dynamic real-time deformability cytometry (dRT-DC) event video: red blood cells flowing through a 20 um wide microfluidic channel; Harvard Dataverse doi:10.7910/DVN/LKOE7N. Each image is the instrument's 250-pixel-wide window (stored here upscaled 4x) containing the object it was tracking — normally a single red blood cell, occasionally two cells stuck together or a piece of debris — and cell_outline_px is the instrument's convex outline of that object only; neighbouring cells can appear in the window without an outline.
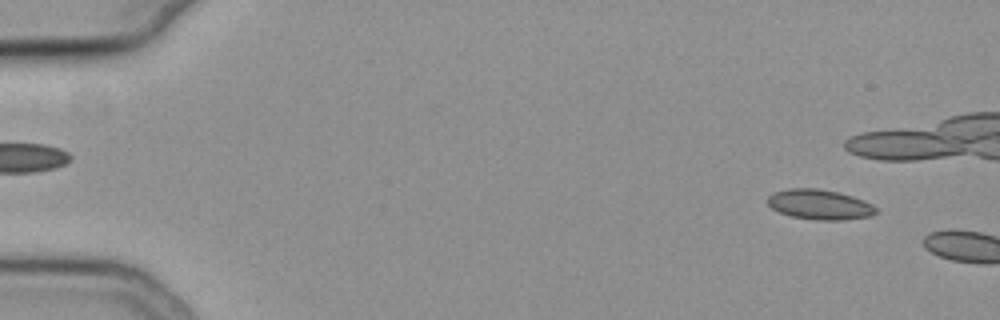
{"species": "common noctule bat (a hibernating species)", "species_latin": "Nyctalus noctula", "temperature_condition": "cold", "stored_images_in_passage": 8, "camera_frame_rate_fps": 3000, "um_per_image_px": 0.085, "animal": {"sex": "female", "body_mass_g": 19.3, "forearm_length_mm": 54.1}, "frame": {"image": 1, "passage_image": 5, "time_ms": 1.333, "image_size_px": [1000, 320], "cell_outline_px": [[876, 212], [872, 216], [844, 220], [816, 220], [792, 216], [780, 212], [772, 208], [768, 204], [768, 196], [772, 192], [788, 188], [816, 188], [836, 192], [852, 196], [864, 200], [872, 204], [876, 208]], "centroid_in_image_um": [69.67, 17.38], "position_along_channel_um": 15.3, "area_um2": 18.96}}